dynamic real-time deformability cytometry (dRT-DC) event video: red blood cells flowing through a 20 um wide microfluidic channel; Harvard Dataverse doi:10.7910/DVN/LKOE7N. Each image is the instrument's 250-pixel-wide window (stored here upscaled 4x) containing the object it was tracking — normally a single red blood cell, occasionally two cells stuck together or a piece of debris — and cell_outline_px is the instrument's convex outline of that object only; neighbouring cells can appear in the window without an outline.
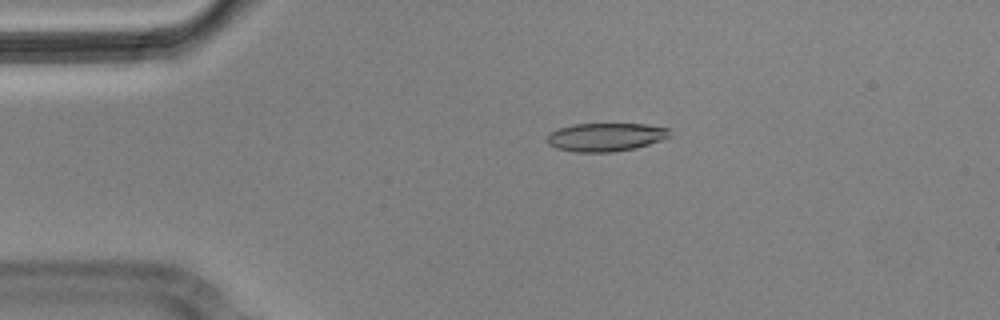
{"species": "Egyptian fruit bat (a non-hibernating species)", "species_latin": "Rousettus aegyptiacus", "temperature_condition": "cold", "stored_images_in_passage": 5, "camera_frame_rate_fps": 3000, "um_per_image_px": 0.085, "animal": {"sex": "male"}, "frame": {"image": 1, "passage_image": 3, "time_ms": 0.667, "image_size_px": [1000, 320], "cell_outline_px": [[672, 136], [636, 148], [612, 152], [576, 152], [556, 148], [548, 144], [544, 140], [552, 132], [560, 128], [572, 124], [644, 124], [672, 128]], "centroid_in_image_um": [51.51, 11.65], "position_along_channel_um": 33.5, "area_um2": 20.4}}
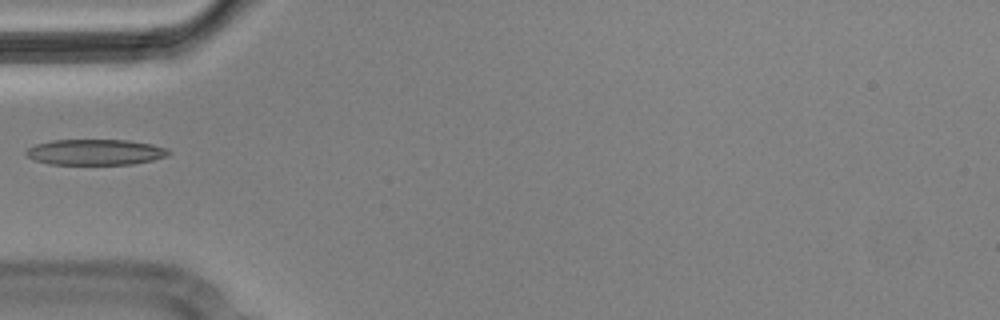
{"frame": {"image": 2, "passage_image": 5, "time_ms": 1.333, "image_size_px": [1000, 320], "cell_outline_px": [[172, 152], [168, 156], [152, 160], [132, 164], [52, 164], [36, 160], [28, 156], [24, 152], [28, 148], [36, 144], [52, 140], [128, 140], [152, 144], [168, 148]], "centroid_in_image_um": [8.15, 12.92], "position_along_channel_um": 76.8, "area_um2": 21.33}}